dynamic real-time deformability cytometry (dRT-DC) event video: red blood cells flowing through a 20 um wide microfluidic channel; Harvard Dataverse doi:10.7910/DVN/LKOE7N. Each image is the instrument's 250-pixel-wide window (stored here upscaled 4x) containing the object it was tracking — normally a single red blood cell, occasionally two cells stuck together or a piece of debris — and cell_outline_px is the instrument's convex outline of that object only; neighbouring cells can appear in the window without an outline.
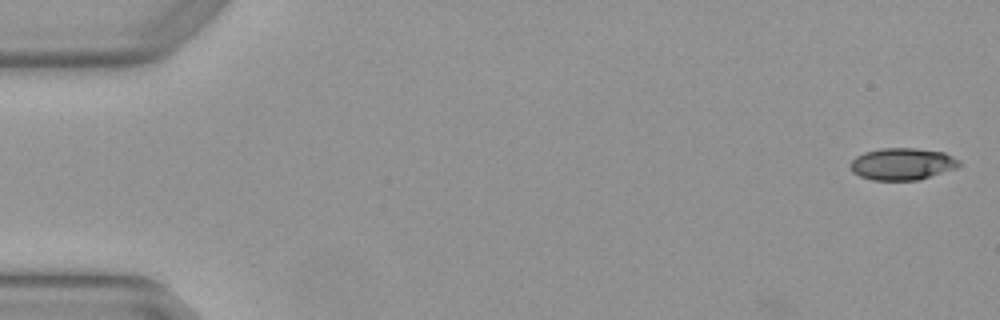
{"species": "Egyptian fruit bat (a non-hibernating species)", "species_latin": "Rousettus aegyptiacus", "temperature_condition": "warm", "stored_images_in_passage": 4, "camera_frame_rate_fps": 3000, "um_per_image_px": 0.085, "animal": {"sex": "female"}, "frame": {"image": 1, "passage_image": 1, "time_ms": 0.0, "image_size_px": [1000, 320], "cell_outline_px": [[960, 164], [956, 168], [916, 180], [872, 180], [860, 176], [852, 172], [848, 164], [856, 156], [864, 152], [880, 148], [916, 148], [944, 152], [960, 160]], "centroid_in_image_um": [76.65, 13.93], "position_along_channel_um": 8.3, "area_um2": 20.29}}